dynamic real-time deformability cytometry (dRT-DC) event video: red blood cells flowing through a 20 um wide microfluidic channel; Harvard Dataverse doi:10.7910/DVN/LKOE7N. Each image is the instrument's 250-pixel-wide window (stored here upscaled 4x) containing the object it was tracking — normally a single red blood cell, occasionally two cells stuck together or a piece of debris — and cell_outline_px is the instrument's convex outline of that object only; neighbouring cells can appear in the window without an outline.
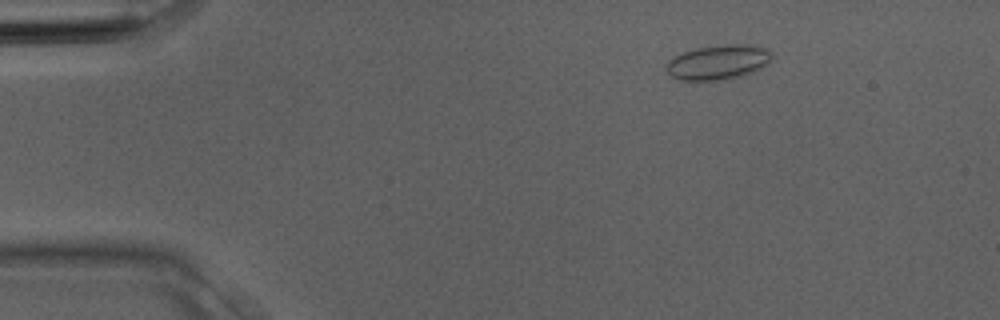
{"species": "Egyptian fruit bat (a non-hibernating species)", "species_latin": "Rousettus aegyptiacus", "temperature_condition": "room temperature", "stored_images_in_passage": 3, "camera_frame_rate_fps": 3000, "um_per_image_px": 0.085, "animal": {"sex": "male"}, "frame": {"image": 1, "passage_image": 2, "time_ms": 0.333, "image_size_px": [1000, 320], "cell_outline_px": [[772, 56], [768, 64], [752, 72], [740, 76], [720, 80], [680, 80], [672, 76], [664, 68], [668, 60], [684, 52], [696, 48], [716, 44], [740, 44], [764, 48], [772, 52]], "centroid_in_image_um": [61.02, 5.28], "position_along_channel_um": 24.0, "area_um2": 21.27}}